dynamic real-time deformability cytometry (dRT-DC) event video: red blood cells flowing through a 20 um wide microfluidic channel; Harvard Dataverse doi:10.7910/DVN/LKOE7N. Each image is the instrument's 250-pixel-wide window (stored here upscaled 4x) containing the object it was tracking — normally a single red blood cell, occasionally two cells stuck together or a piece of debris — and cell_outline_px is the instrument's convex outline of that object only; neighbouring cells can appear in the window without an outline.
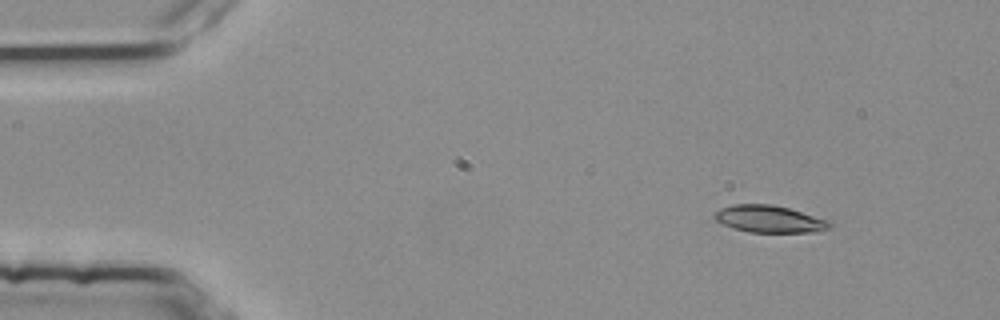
{"species": "common noctule bat (a hibernating species)", "species_latin": "Nyctalus noctula", "temperature_condition": "room temperature", "stored_images_in_passage": 48, "camera_frame_rate_fps": 3000, "um_per_image_px": 0.085, "animal": {"sex": "female", "body_mass_g": 25.1}, "frame": {"image": 1, "passage_image": 1, "time_ms": 0.0, "image_size_px": [1000, 320], "cell_outline_px": [[836, 224], [820, 232], [748, 232], [732, 228], [716, 220], [712, 216], [712, 212], [720, 208], [732, 204], [768, 204], [788, 208], [832, 220]], "centroid_in_image_um": [65.43, 18.62], "position_along_channel_um": 19.6, "area_um2": 18.55}}
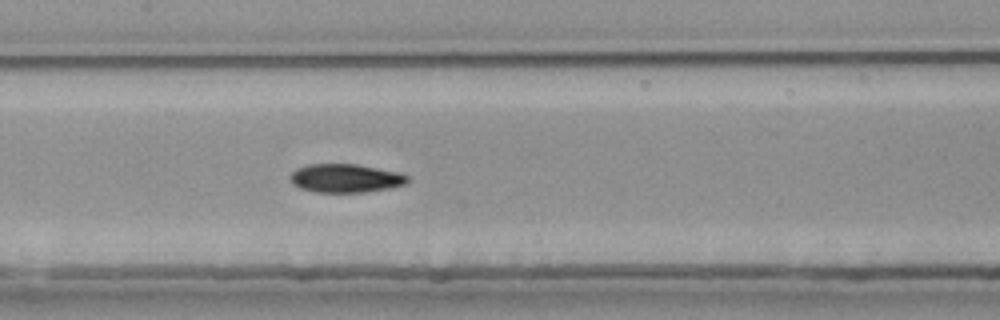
{"frame": {"image": 2, "passage_image": 21, "time_ms": 6.667, "image_size_px": [1000, 320], "cell_outline_px": [[408, 184], [392, 188], [364, 192], [316, 192], [300, 188], [292, 184], [288, 176], [296, 168], [308, 164], [356, 164], [400, 172], [408, 176]], "centroid_in_image_um": [29.37, 15.15], "position_along_channel_um": 178.0, "area_um2": 19.77}}
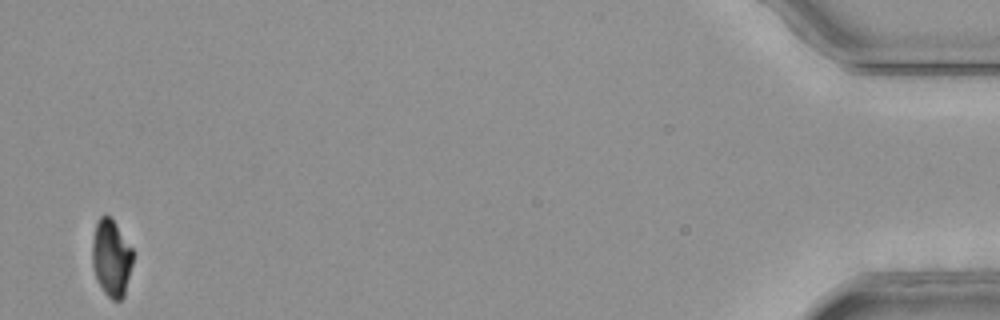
{"frame": {"image": 3, "passage_image": 48, "time_ms": 15.667, "image_size_px": [1000, 320], "cell_outline_px": [[132, 264], [124, 296], [120, 300], [112, 300], [104, 292], [96, 280], [92, 264], [92, 240], [96, 224], [100, 216], [108, 216], [116, 224], [132, 248]], "centroid_in_image_um": [9.45, 21.95], "position_along_channel_um": 425.8, "area_um2": 18.09}, "authors_computed_cell_mechanics": {"area_um2": 19.5075, "velocity_mm_per_s": 3.7787, "shape_relaxation_time_tau1_ms": 5.4525, "shape_relaxation_time_tau2_ms": 2.99, "deformation_change_tau1": 0.1968, "deformation_change_tau2": 0.0791}}